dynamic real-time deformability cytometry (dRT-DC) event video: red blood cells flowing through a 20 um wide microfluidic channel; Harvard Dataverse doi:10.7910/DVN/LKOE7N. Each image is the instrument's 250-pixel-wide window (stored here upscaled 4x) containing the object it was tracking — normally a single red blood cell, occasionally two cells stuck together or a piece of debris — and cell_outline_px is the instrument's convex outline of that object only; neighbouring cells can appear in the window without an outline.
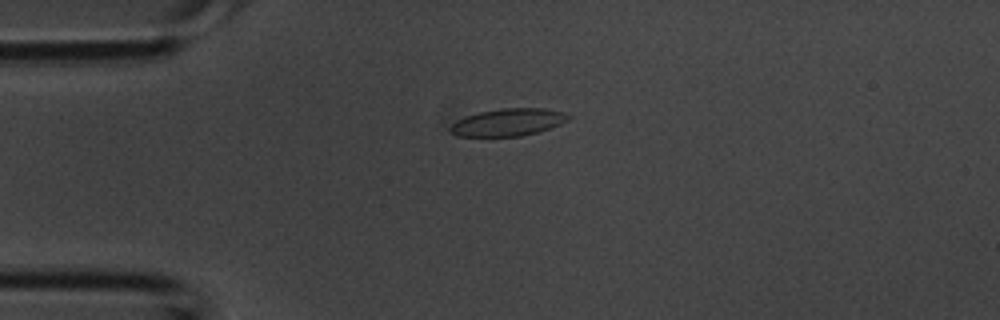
{"species": "common noctule bat (a hibernating species)", "species_latin": "Nyctalus noctula", "temperature_condition": "room temperature", "stored_images_in_passage": 3, "camera_frame_rate_fps": 3000, "um_per_image_px": 0.085, "animal": {"sex": "male", "body_mass_g": 20.1, "forearm_length_mm": 53.5}, "frame": {"image": 1, "passage_image": 3, "time_ms": 0.667, "image_size_px": [1000, 320], "cell_outline_px": [[572, 116], [568, 120], [552, 128], [520, 136], [456, 136], [448, 128], [456, 120], [464, 116], [480, 112], [504, 108], [544, 108], [564, 112]], "centroid_in_image_um": [43.2, 10.39], "position_along_channel_um": 41.8, "area_um2": 18.84}}